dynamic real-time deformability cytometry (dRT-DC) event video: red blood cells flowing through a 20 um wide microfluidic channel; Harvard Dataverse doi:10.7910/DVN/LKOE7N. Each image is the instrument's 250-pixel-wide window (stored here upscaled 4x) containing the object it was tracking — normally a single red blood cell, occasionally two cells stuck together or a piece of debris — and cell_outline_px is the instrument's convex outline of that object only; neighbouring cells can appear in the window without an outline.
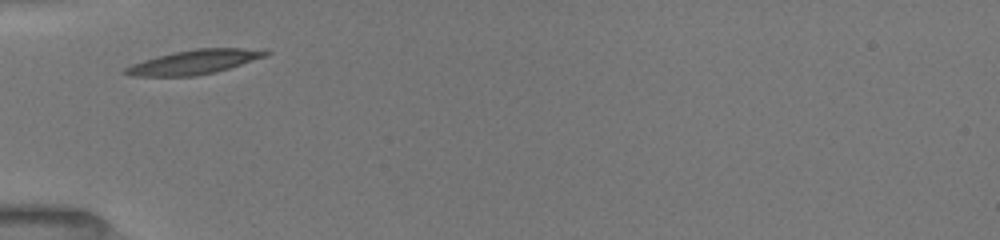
{"species": "common noctule bat (a hibernating species)", "species_latin": "Nyctalus noctula", "temperature_condition": "room temperature", "stored_images_in_passage": 6, "camera_frame_rate_fps": 3000, "um_per_image_px": 0.085, "animal": {"sex": "female", "body_mass_g": 19.5, "forearm_length_mm": 54.1}, "frame": {"image": 1, "passage_image": 1, "time_ms": 0.0, "image_size_px": [1000, 240], "cell_outline_px": [[272, 52], [268, 56], [216, 72], [196, 76], [132, 76], [124, 72], [124, 68], [132, 64], [144, 60], [176, 52], [196, 48], [264, 48]], "centroid_in_image_um": [16.63, 5.26], "position_along_channel_um": 68.4, "area_um2": 19.88}}
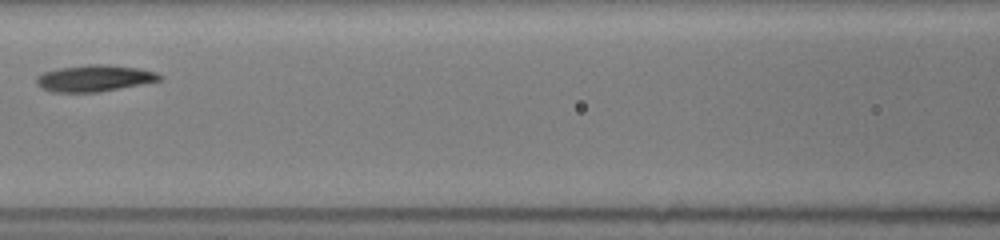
{"frame": {"image": 2, "passage_image": 4, "time_ms": 2.333, "image_size_px": [1000, 240], "cell_outline_px": [[164, 80], [100, 92], [52, 92], [40, 88], [36, 84], [36, 76], [44, 72], [60, 68], [88, 64], [104, 64], [136, 68], [156, 72], [164, 76]], "centroid_in_image_um": [8.04, 6.66], "position_along_channel_um": 158.6, "area_um2": 19.19}}
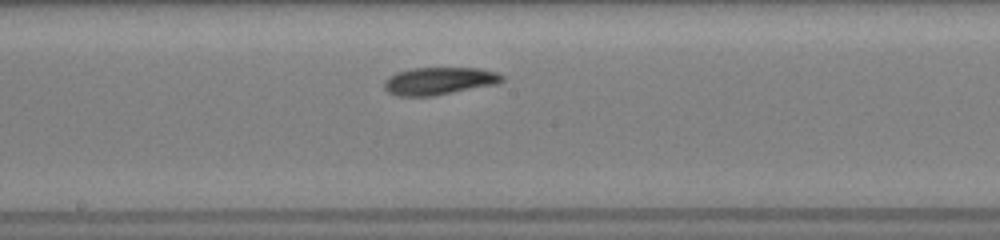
{"frame": {"image": 3, "passage_image": 6, "time_ms": 3.667, "image_size_px": [1000, 240], "cell_outline_px": [[504, 80], [496, 84], [432, 96], [396, 96], [388, 92], [384, 88], [384, 80], [388, 76], [396, 72], [412, 68], [480, 68], [496, 72], [504, 76]], "centroid_in_image_um": [37.29, 6.88], "position_along_channel_um": 210.9, "area_um2": 18.96}}